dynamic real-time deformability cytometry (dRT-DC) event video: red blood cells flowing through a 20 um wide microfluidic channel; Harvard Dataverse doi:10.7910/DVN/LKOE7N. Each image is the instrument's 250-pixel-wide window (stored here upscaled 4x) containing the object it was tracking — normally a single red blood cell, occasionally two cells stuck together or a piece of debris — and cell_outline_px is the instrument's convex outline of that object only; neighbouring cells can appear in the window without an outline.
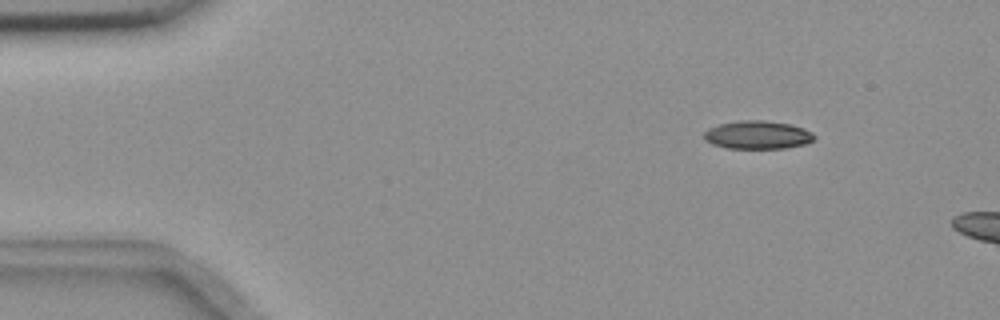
{"species": "common noctule bat (a hibernating species)", "species_latin": "Nyctalus noctula", "temperature_condition": "room temperature", "stored_images_in_passage": 4, "camera_frame_rate_fps": 3000, "um_per_image_px": 0.085, "animal": {"sex": "female", "body_mass_g": 18.4}, "frame": {"image": 1, "passage_image": 2, "time_ms": 0.333, "image_size_px": [1000, 320], "cell_outline_px": [[816, 136], [812, 140], [804, 144], [784, 148], [728, 148], [712, 144], [704, 140], [704, 132], [708, 128], [720, 124], [740, 120], [764, 120], [788, 124], [804, 128], [812, 132]], "centroid_in_image_um": [64.37, 11.46], "position_along_channel_um": 20.6, "area_um2": 18.03}}